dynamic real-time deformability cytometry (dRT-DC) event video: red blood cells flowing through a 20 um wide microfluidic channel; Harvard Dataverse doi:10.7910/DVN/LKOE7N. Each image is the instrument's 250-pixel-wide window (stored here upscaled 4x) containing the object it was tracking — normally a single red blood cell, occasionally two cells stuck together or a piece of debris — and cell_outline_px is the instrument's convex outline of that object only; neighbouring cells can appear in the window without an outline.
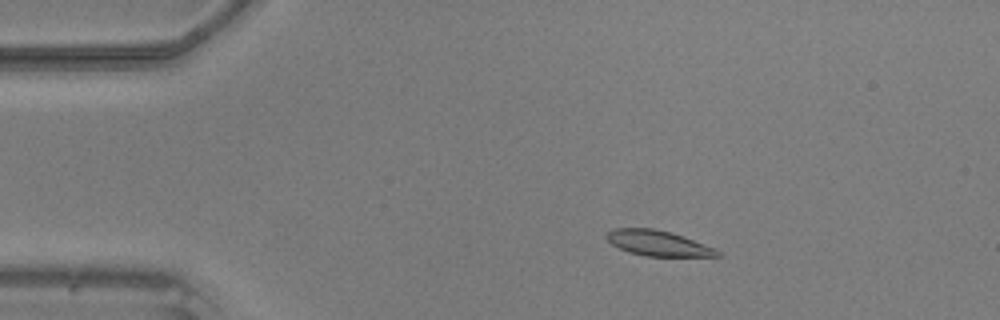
{"species": "common noctule bat (a hibernating species)", "species_latin": "Nyctalus noctula", "temperature_condition": "warm", "stored_images_in_passage": 48, "camera_frame_rate_fps": 3000, "um_per_image_px": 0.085, "animal": {"sex": "male", "body_mass_g": 20.5, "forearm_length_mm": 52.5}, "frame": {"image": 1, "passage_image": 8, "time_ms": 2.333, "image_size_px": [1000, 320], "cell_outline_px": [[720, 256], [644, 256], [628, 252], [612, 244], [604, 236], [612, 228], [652, 228], [672, 232], [684, 236], [716, 248], [720, 252]], "centroid_in_image_um": [55.93, 20.66], "position_along_channel_um": 29.1, "area_um2": 16.47}}
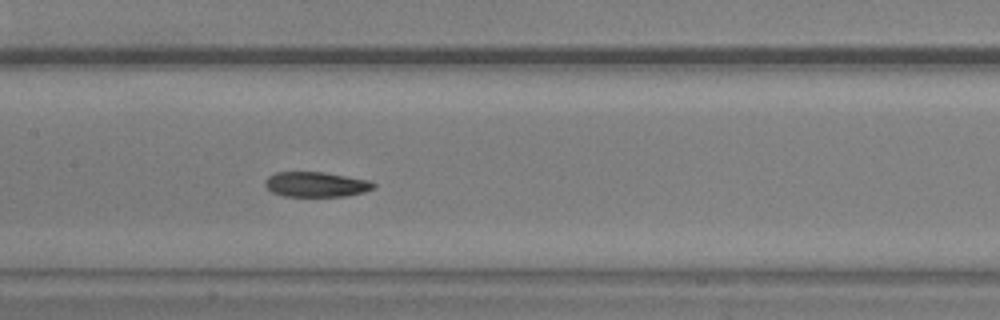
{"frame": {"image": 2, "passage_image": 23, "time_ms": 7.333, "image_size_px": [1000, 320], "cell_outline_px": [[376, 184], [372, 188], [364, 192], [344, 196], [284, 196], [272, 192], [264, 184], [264, 180], [268, 176], [276, 172], [324, 172], [368, 180]], "centroid_in_image_um": [26.83, 15.67], "position_along_channel_um": 180.6, "area_um2": 15.72}}
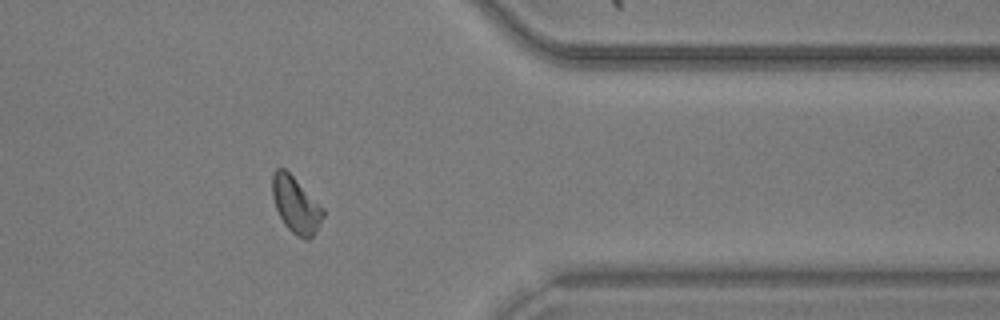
{"frame": {"image": 3, "passage_image": 39, "time_ms": 12.667, "image_size_px": [1000, 320], "cell_outline_px": [[324, 216], [320, 224], [312, 236], [308, 240], [304, 240], [296, 236], [284, 224], [276, 208], [272, 196], [272, 176], [276, 168], [284, 168], [324, 208]], "centroid_in_image_um": [25.14, 17.44], "position_along_channel_um": 386.3, "area_um2": 16.47}}